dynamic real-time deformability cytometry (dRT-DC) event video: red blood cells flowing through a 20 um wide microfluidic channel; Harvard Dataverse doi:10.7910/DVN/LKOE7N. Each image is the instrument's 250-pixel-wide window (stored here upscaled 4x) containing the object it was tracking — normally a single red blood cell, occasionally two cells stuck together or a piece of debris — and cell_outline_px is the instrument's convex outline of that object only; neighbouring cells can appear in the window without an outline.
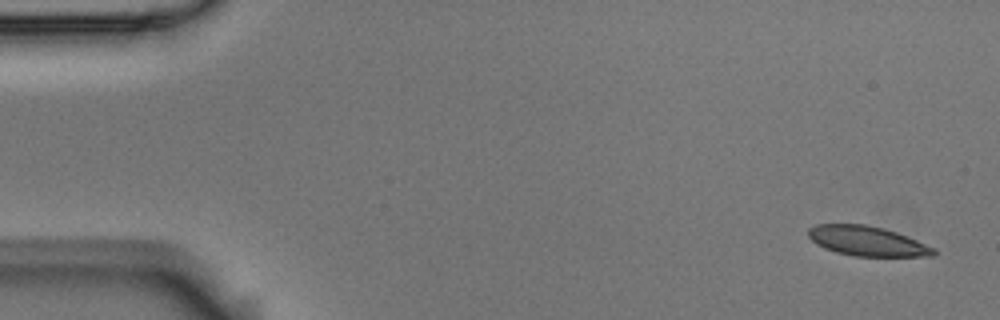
{"species": "Egyptian fruit bat (a non-hibernating species)", "species_latin": "Rousettus aegyptiacus", "temperature_condition": "room temperature", "stored_images_in_passage": 5, "camera_frame_rate_fps": 3000, "um_per_image_px": 0.085, "animal": {"sex": "male"}, "frame": {"image": 1, "passage_image": 1, "time_ms": 0.0, "image_size_px": [1000, 320], "cell_outline_px": [[936, 256], [852, 256], [836, 252], [824, 248], [816, 244], [808, 236], [808, 228], [816, 224], [864, 224], [884, 228], [896, 232], [936, 248]], "centroid_in_image_um": [73.7, 20.49], "position_along_channel_um": 11.3, "area_um2": 21.79}}
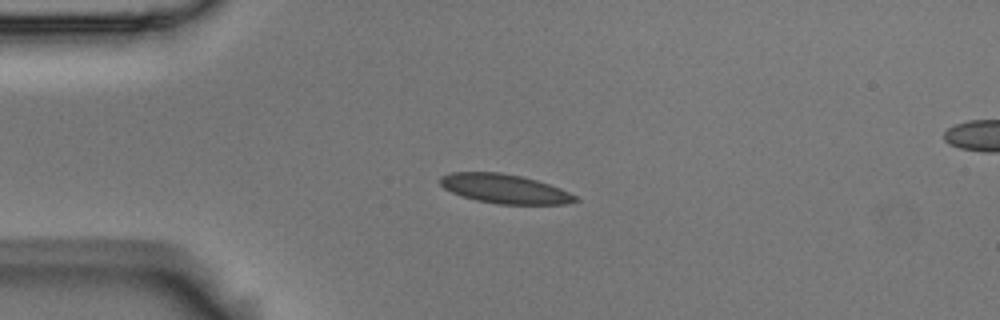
{"frame": {"image": 2, "passage_image": 4, "time_ms": 1.0, "image_size_px": [1000, 320], "cell_outline_px": [[580, 200], [568, 204], [496, 204], [476, 200], [460, 196], [444, 188], [440, 184], [440, 176], [452, 172], [500, 172], [520, 176], [536, 180], [560, 188], [576, 196]], "centroid_in_image_um": [42.88, 16.05], "position_along_channel_um": 42.1, "area_um2": 23.0}}